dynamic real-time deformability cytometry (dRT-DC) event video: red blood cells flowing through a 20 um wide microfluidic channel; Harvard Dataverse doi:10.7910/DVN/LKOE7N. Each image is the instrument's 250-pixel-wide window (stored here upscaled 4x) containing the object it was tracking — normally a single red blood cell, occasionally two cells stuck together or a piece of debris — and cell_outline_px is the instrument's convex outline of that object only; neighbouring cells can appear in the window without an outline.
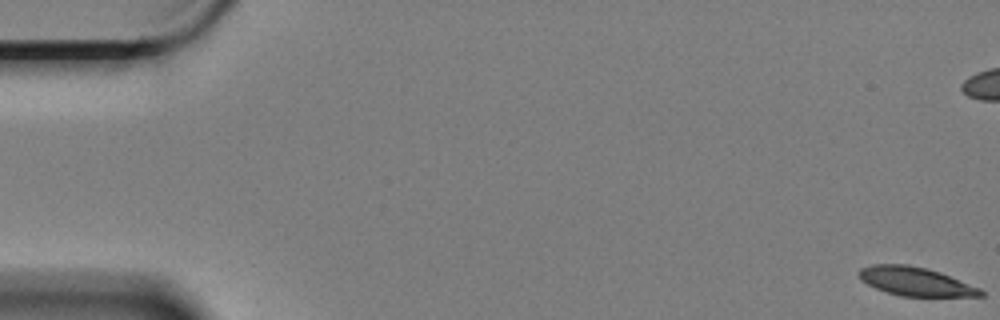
{"species": "Egyptian fruit bat (a non-hibernating species)", "species_latin": "Rousettus aegyptiacus", "temperature_condition": "cold", "stored_images_in_passage": 61, "camera_frame_rate_fps": 3000, "um_per_image_px": 0.085, "animal": {"sex": "female"}, "frame": {"image": 1, "passage_image": 1, "time_ms": 0.0, "image_size_px": [1000, 320], "cell_outline_px": [[984, 296], [900, 296], [876, 288], [860, 280], [856, 272], [860, 268], [872, 264], [908, 264], [940, 272], [980, 288], [984, 292]], "centroid_in_image_um": [77.78, 23.91], "position_along_channel_um": 7.2, "area_um2": 20.29}}
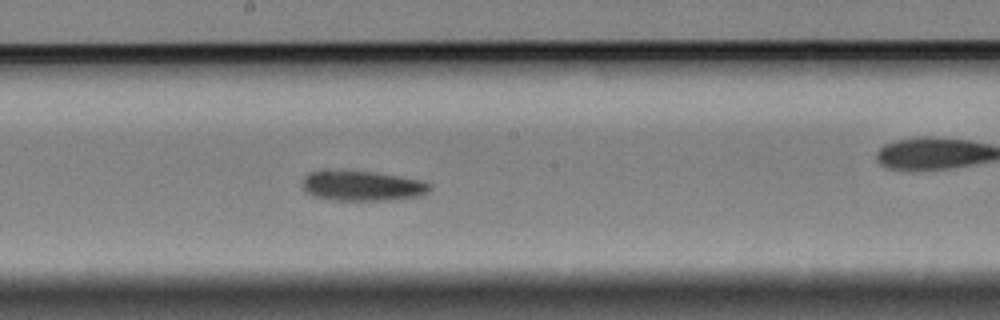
{"frame": {"image": 2, "passage_image": 33, "time_ms": 10.667, "image_size_px": [1000, 320], "cell_outline_px": [[432, 188], [428, 192], [420, 196], [396, 200], [332, 200], [312, 196], [304, 192], [304, 176], [308, 172], [324, 168], [328, 168], [372, 172], [424, 180], [432, 184]], "centroid_in_image_um": [30.77, 15.77], "position_along_channel_um": 217.4, "area_um2": 23.12}}
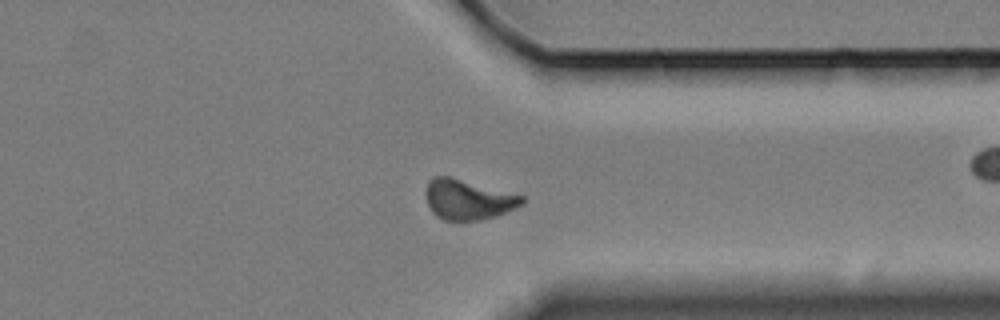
{"frame": {"image": 3, "passage_image": 47, "time_ms": 15.333, "image_size_px": [1000, 320], "cell_outline_px": [[524, 204], [496, 216], [480, 220], [444, 220], [436, 216], [432, 212], [424, 196], [424, 192], [428, 180], [432, 176], [448, 176], [524, 196]], "centroid_in_image_um": [39.73, 16.96], "position_along_channel_um": 371.7, "area_um2": 22.48}, "authors_computed_cell_mechanics": {"area_um2": 22.1374, "velocity_mm_per_s": 3.3321, "shape_relaxation_time_tau1_ms": 2.5683, "shape_relaxation_time_tau2_ms": 7.1143, "deformation_change_tau1": 0.1224, "deformation_change_tau2": 0.1423}}